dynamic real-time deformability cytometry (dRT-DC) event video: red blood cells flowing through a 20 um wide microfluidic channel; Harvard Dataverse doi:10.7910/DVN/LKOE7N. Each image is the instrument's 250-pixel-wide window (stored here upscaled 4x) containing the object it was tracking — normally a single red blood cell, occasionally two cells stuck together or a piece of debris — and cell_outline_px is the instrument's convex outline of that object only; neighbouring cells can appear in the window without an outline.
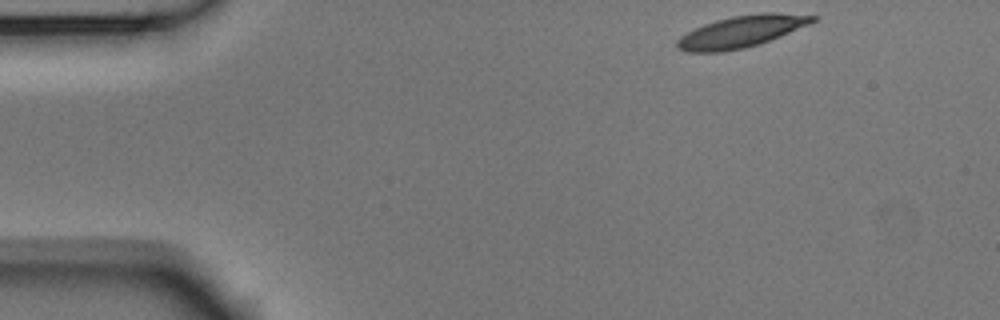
{"species": "Egyptian fruit bat (a non-hibernating species)", "species_latin": "Rousettus aegyptiacus", "temperature_condition": "room temperature", "stored_images_in_passage": 48, "camera_frame_rate_fps": 3000, "um_per_image_px": 0.085, "animal": {"sex": "male"}, "frame": {"image": 1, "passage_image": 1, "time_ms": 0.0, "image_size_px": [1000, 320], "cell_outline_px": [[816, 20], [808, 24], [780, 36], [760, 44], [744, 48], [720, 52], [688, 52], [676, 48], [676, 40], [680, 36], [704, 24], [716, 20], [732, 16], [760, 12], [776, 12], [816, 16]], "centroid_in_image_um": [62.98, 2.68], "position_along_channel_um": 22.0, "area_um2": 24.91}}
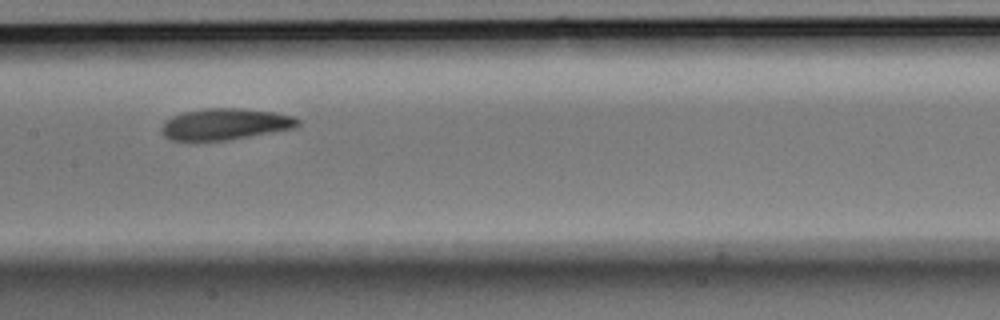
{"frame": {"image": 2, "passage_image": 21, "time_ms": 6.667, "image_size_px": [1000, 320], "cell_outline_px": [[300, 124], [292, 128], [228, 140], [172, 140], [164, 136], [160, 132], [160, 128], [164, 120], [172, 116], [184, 112], [204, 108], [244, 108], [276, 112], [292, 116], [300, 120]], "centroid_in_image_um": [19.09, 10.53], "position_along_channel_um": 188.3, "area_um2": 24.91}}
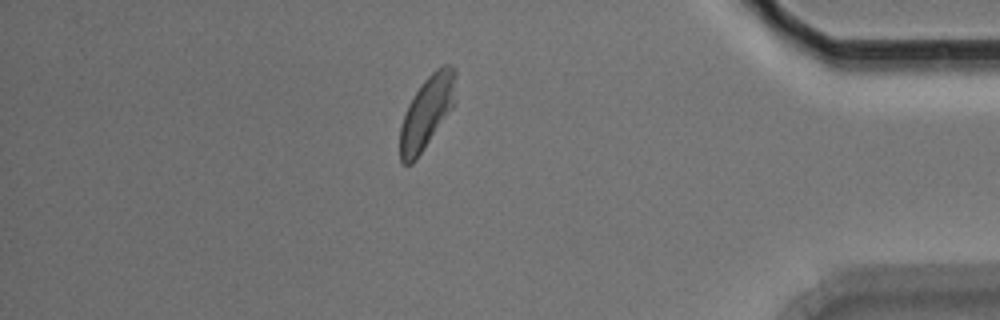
{"frame": {"image": 3, "passage_image": 41, "time_ms": 13.333, "image_size_px": [1000, 320], "cell_outline_px": [[456, 100], [452, 108], [416, 160], [412, 164], [404, 164], [400, 160], [400, 128], [408, 104], [424, 80], [440, 64], [448, 64], [456, 68]], "centroid_in_image_um": [36.31, 9.5], "position_along_channel_um": 398.9, "area_um2": 23.52}, "authors_computed_cell_mechanics": {"area_um2": 24.7673, "velocity_mm_per_s": 3.6899, "shape_relaxation_time_tau1_ms": 4.84, "shape_relaxation_time_tau2_ms": 3.5553, "deformation_change_tau1": 0.1374, "deformation_change_tau2": 0.1026}}